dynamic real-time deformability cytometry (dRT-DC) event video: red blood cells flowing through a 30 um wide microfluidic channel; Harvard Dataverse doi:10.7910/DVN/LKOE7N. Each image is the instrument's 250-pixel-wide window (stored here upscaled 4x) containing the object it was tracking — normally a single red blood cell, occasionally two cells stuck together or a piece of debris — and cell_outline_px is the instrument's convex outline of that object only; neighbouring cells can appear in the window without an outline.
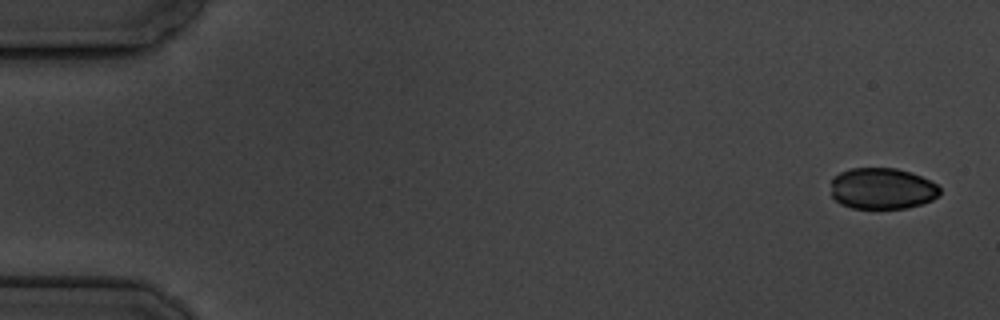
{"species": "common noctule bat (a hibernating species)", "species_latin": "Nyctalus noctula", "temperature_condition": "cold", "stored_images_in_passage": 10, "camera_frame_rate_fps": 3000, "um_per_image_px": 0.085, "animal": {"sex": "male", "body_mass_g": 19.5, "forearm_length_mm": 54.6}, "frame": {"image": 1, "passage_image": 1, "time_ms": 0.0, "image_size_px": [1000, 320], "cell_outline_px": [[940, 192], [932, 200], [908, 208], [852, 208], [840, 204], [832, 196], [832, 176], [840, 172], [852, 168], [896, 168], [920, 176], [936, 184], [940, 188]], "centroid_in_image_um": [74.95, 16.03], "position_along_channel_um": 10.1, "area_um2": 26.07}}
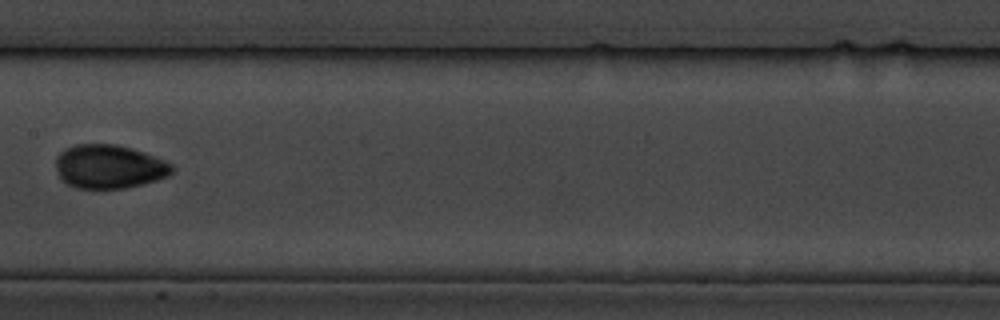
{"frame": {"image": 2, "passage_image": 9, "time_ms": 9.333, "image_size_px": [1000, 320], "cell_outline_px": [[172, 172], [168, 176], [156, 180], [124, 188], [96, 192], [76, 188], [68, 184], [60, 176], [56, 168], [56, 156], [64, 148], [76, 144], [116, 144], [132, 148], [144, 152], [164, 160], [172, 164]], "centroid_in_image_um": [9.24, 14.19], "position_along_channel_um": 198.2, "area_um2": 30.17}}
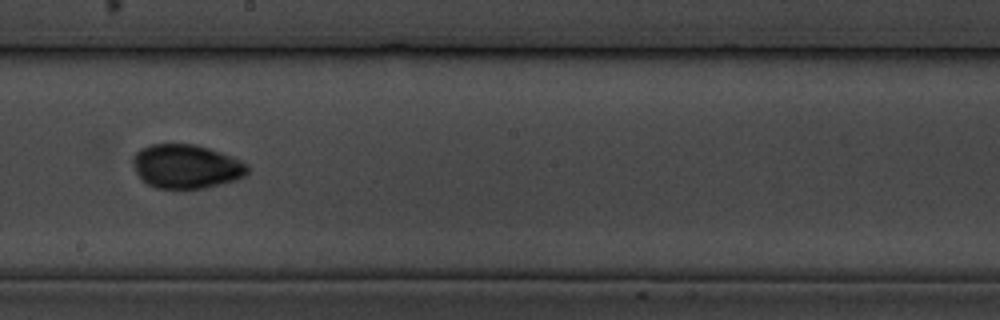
{"frame": {"image": 3, "passage_image": 10, "time_ms": 10.333, "image_size_px": [1000, 320], "cell_outline_px": [[248, 172], [244, 176], [236, 180], [204, 188], [156, 188], [140, 180], [132, 164], [132, 156], [140, 148], [152, 144], [196, 144], [232, 156], [248, 164]], "centroid_in_image_um": [15.8, 14.14], "position_along_channel_um": 232.4, "area_um2": 29.54}}